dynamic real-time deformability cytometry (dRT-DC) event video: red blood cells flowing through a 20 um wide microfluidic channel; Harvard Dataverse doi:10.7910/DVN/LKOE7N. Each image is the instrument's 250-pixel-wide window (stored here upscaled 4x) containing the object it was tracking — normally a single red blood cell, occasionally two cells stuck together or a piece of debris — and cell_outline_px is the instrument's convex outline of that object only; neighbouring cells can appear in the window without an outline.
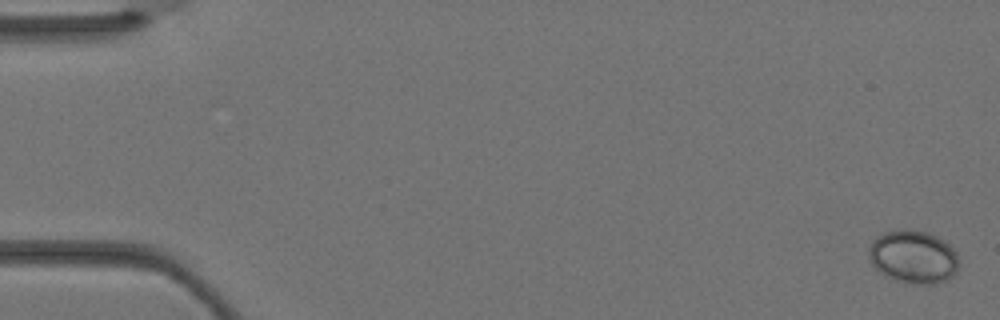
{"species": "Egyptian fruit bat (a non-hibernating species)", "species_latin": "Rousettus aegyptiacus", "temperature_condition": "warm", "stored_images_in_passage": 2, "camera_frame_rate_fps": 3000, "um_per_image_px": 0.085, "animal": {"sex": "female"}, "frame": {"image": 1, "passage_image": 2, "time_ms": 0.333, "image_size_px": [1000, 320], "cell_outline_px": [[960, 264], [956, 272], [948, 280], [932, 284], [920, 284], [896, 280], [884, 276], [872, 264], [868, 256], [868, 248], [872, 240], [876, 236], [884, 232], [900, 228], [908, 228], [928, 232], [944, 240], [956, 252]], "centroid_in_image_um": [77.62, 21.81], "position_along_channel_um": 7.4, "area_um2": 28.32}}